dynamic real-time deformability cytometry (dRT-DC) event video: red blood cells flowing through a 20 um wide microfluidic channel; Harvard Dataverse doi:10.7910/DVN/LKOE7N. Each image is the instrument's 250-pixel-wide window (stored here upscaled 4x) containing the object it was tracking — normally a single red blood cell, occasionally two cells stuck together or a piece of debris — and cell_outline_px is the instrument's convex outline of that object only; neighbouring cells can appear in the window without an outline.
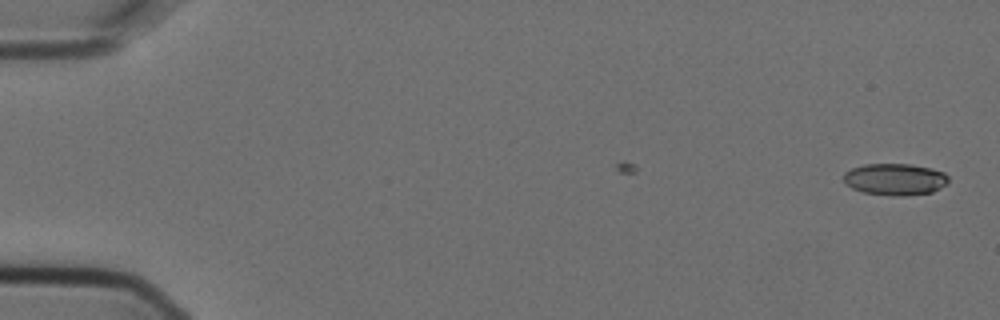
{"species": "Egyptian fruit bat (a non-hibernating species)", "species_latin": "Rousettus aegyptiacus", "temperature_condition": "cold", "stored_images_in_passage": 3, "camera_frame_rate_fps": 3000, "um_per_image_px": 0.085, "animal": {"sex": "female"}, "frame": {"image": 1, "passage_image": 3, "time_ms": 0.667, "image_size_px": [1000, 320], "cell_outline_px": [[948, 184], [932, 192], [908, 196], [892, 196], [864, 192], [852, 188], [844, 184], [844, 172], [852, 168], [864, 164], [912, 164], [932, 168], [944, 172], [948, 176]], "centroid_in_image_um": [76.09, 15.24], "position_along_channel_um": 8.9, "area_um2": 19.65}}